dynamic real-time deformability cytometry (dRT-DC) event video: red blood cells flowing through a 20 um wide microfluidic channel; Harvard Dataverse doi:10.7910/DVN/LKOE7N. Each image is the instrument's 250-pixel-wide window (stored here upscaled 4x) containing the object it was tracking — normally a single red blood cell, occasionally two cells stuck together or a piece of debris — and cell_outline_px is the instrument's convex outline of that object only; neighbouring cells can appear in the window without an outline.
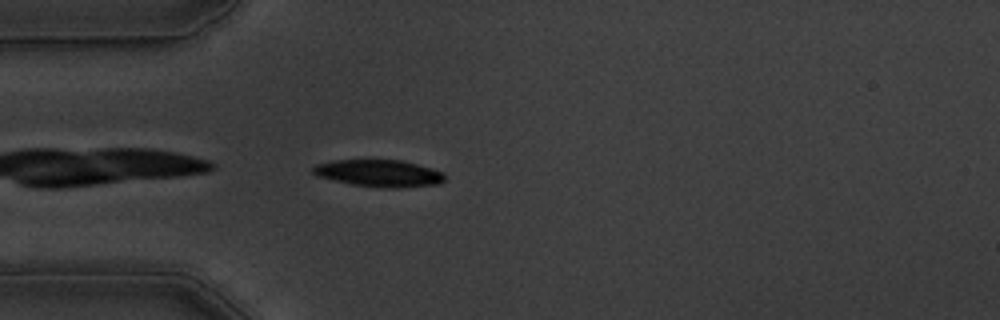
{"species": "common noctule bat (a hibernating species)", "species_latin": "Nyctalus noctula", "temperature_condition": "warm", "stored_images_in_passage": 42, "camera_frame_rate_fps": 3000, "um_per_image_px": 0.085, "animal": {"sex": "male", "body_mass_g": 19.5, "forearm_length_mm": 54.6}, "frame": {"image": 1, "passage_image": 1, "time_ms": 0.0, "image_size_px": [1000, 320], "cell_outline_px": [[444, 180], [440, 184], [396, 188], [384, 188], [352, 184], [316, 176], [312, 172], [312, 168], [316, 164], [332, 160], [400, 160], [432, 168], [444, 172]], "centroid_in_image_um": [32.22, 14.73], "position_along_channel_um": 52.8, "area_um2": 20.75}}
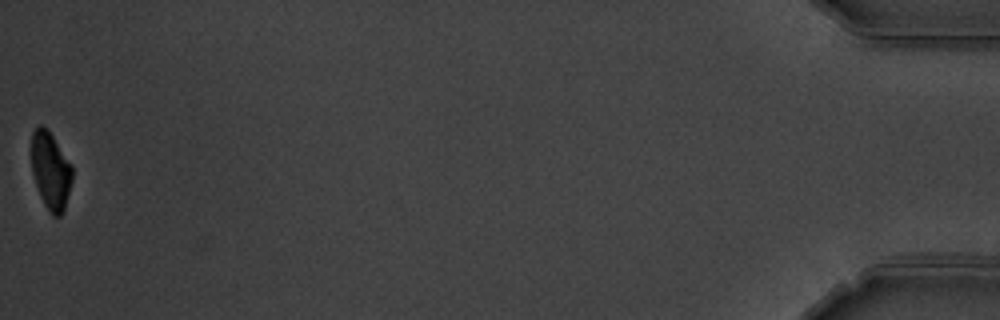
{"frame": {"image": 2, "passage_image": 42, "time_ms": 13.667, "image_size_px": [1000, 320], "cell_outline_px": [[72, 180], [64, 208], [60, 216], [52, 216], [44, 204], [40, 196], [32, 172], [32, 132], [40, 124], [48, 128], [72, 164]], "centroid_in_image_um": [4.31, 14.48], "position_along_channel_um": 430.9, "area_um2": 18.38}, "authors_computed_cell_mechanics": {"area_um2": 21.2126, "velocity_mm_per_s": 3.5531, "shape_relaxation_time_tau1_ms": 2.4005, "shape_relaxation_time_tau2_ms": 4.6251, "deformation_change_tau1": 0.1558, "deformation_change_tau2": 0.081}}